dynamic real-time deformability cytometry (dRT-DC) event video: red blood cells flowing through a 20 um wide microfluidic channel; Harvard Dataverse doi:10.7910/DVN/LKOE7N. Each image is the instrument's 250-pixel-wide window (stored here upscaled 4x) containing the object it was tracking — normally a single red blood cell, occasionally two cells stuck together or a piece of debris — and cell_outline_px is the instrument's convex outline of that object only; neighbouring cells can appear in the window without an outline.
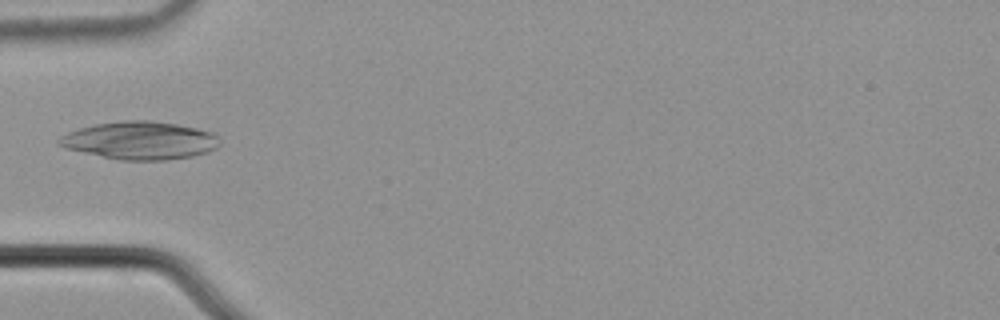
{"species": "common noctule bat (a hibernating species)", "species_latin": "Nyctalus noctula", "temperature_condition": "cold", "stored_images_in_passage": 5, "camera_frame_rate_fps": 3000, "um_per_image_px": 0.085, "animal": {"sex": "male", "body_mass_g": 21.5, "forearm_length_mm": 52.0}, "frame": {"image": 1, "passage_image": 5, "time_ms": 1.333, "image_size_px": [1000, 320], "cell_outline_px": [[220, 144], [216, 148], [208, 152], [192, 156], [168, 160], [120, 160], [64, 148], [56, 144], [56, 140], [60, 136], [68, 132], [80, 128], [96, 124], [120, 120], [152, 120], [176, 124], [196, 128], [212, 132], [220, 140]], "centroid_in_image_um": [11.89, 11.94], "position_along_channel_um": 73.1, "area_um2": 35.6}}